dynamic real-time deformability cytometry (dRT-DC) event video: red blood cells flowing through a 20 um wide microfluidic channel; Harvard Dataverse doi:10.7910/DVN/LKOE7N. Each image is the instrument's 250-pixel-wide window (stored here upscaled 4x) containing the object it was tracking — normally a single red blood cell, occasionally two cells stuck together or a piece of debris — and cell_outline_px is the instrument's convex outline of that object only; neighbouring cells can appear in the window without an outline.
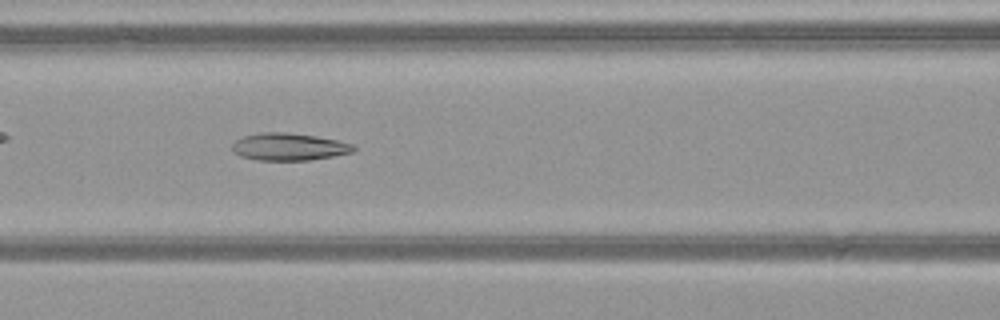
{"species": "common noctule bat (a hibernating species)", "species_latin": "Nyctalus noctula", "temperature_condition": "warm", "stored_images_in_passage": 50, "camera_frame_rate_fps": 3000, "um_per_image_px": 0.085, "animal": {"sex": "female", "body_mass_g": 21.9}, "frame": {"image": 1, "passage_image": 22, "time_ms": 7.0, "image_size_px": [1000, 320], "cell_outline_px": [[356, 148], [352, 152], [332, 156], [308, 160], [256, 160], [240, 156], [232, 152], [232, 144], [236, 140], [244, 136], [260, 132], [288, 132], [316, 136], [336, 140], [352, 144]], "centroid_in_image_um": [24.51, 12.47], "position_along_channel_um": 142.1, "area_um2": 19.31}}
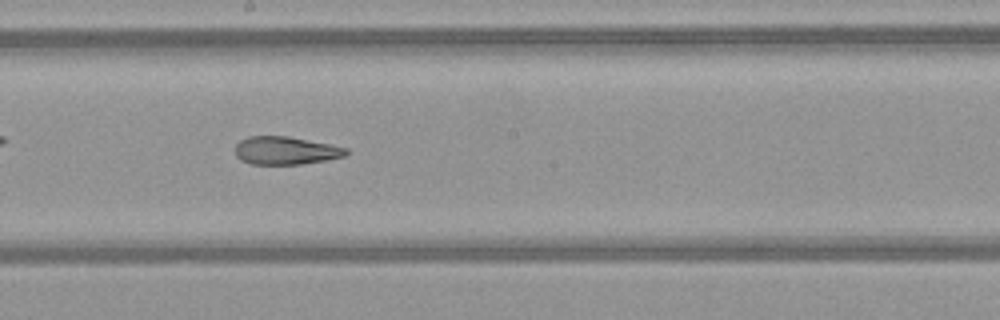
{"frame": {"image": 2, "passage_image": 28, "time_ms": 9.0, "image_size_px": [1000, 320], "cell_outline_px": [[348, 152], [344, 156], [324, 160], [300, 164], [252, 164], [240, 160], [236, 156], [236, 144], [240, 140], [248, 136], [288, 136], [348, 148]], "centroid_in_image_um": [24.24, 12.79], "position_along_channel_um": 224.0, "area_um2": 17.92}}
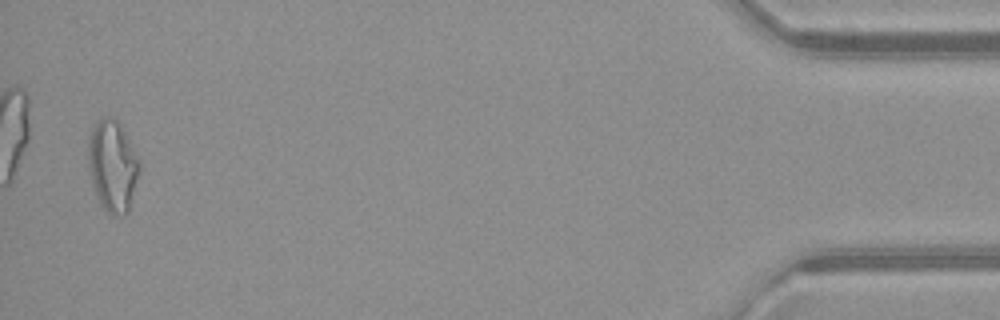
{"frame": {"image": 3, "passage_image": 49, "time_ms": 16.0, "image_size_px": [1000, 320], "cell_outline_px": [[140, 172], [128, 212], [124, 216], [112, 216], [100, 204], [96, 196], [92, 184], [88, 168], [88, 140], [92, 128], [104, 116], [108, 116], [116, 120], [124, 132], [140, 160]], "centroid_in_image_um": [9.57, 14.15], "position_along_channel_um": 425.6, "area_um2": 27.34}, "authors_computed_cell_mechanics": {"area_um2": 22.1663, "velocity_mm_per_s": 4.0911, "shape_relaxation_time_tau1_ms": null, "shape_relaxation_time_tau2_ms": 3.031, "deformation_change_tau1": null, "deformation_change_tau2": 0.1121}}